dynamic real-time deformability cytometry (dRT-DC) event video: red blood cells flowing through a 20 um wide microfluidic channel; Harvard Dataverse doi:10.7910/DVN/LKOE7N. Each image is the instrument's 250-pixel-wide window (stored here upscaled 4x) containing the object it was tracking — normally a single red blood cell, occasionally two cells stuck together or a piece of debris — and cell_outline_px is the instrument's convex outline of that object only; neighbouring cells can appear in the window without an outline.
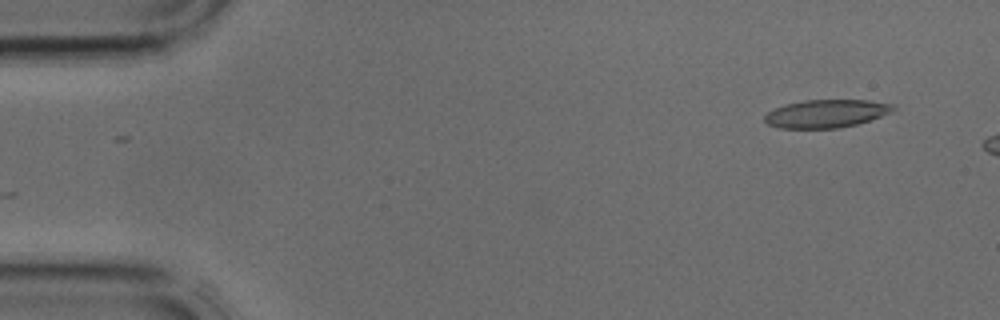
{"species": "common noctule bat (a hibernating species)", "species_latin": "Nyctalus noctula", "temperature_condition": "cold", "stored_images_in_passage": 2, "camera_frame_rate_fps": 3000, "um_per_image_px": 0.085, "animal": {"sex": "male", "body_mass_g": 17.9, "forearm_length_mm": 54.2}, "frame": {"image": 1, "passage_image": 2, "time_ms": 0.333, "image_size_px": [1000, 320], "cell_outline_px": [[896, 108], [892, 112], [856, 124], [836, 128], [780, 128], [768, 124], [764, 120], [764, 116], [768, 112], [784, 104], [804, 100], [868, 100], [896, 104]], "centroid_in_image_um": [70.24, 9.64], "position_along_channel_um": 14.8, "area_um2": 20.92}}